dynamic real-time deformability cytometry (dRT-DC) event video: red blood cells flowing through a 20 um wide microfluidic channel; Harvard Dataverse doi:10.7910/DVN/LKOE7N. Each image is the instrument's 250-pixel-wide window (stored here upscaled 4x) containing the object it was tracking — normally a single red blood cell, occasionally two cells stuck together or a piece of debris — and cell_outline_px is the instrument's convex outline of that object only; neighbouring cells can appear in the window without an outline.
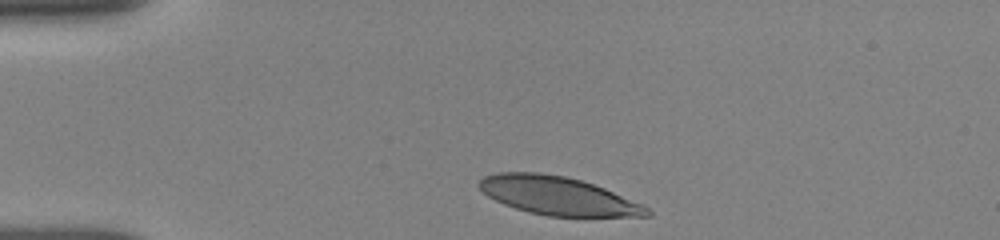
{"species": "human", "species_latin": "Homo sapiens", "temperature_condition": "room temperature", "stored_images_in_passage": 5, "camera_frame_rate_fps": 3000, "um_per_image_px": 0.085, "donor": {"sex": "female"}, "frame": {"image": 1, "passage_image": 1, "time_ms": 0.0, "image_size_px": [1000, 240], "cell_outline_px": [[652, 216], [548, 216], [528, 212], [504, 204], [488, 196], [476, 184], [484, 176], [496, 172], [540, 172], [564, 176], [580, 180], [604, 188], [644, 204], [652, 212]], "centroid_in_image_um": [47.42, 16.63], "position_along_channel_um": 37.6, "area_um2": 37.4}}
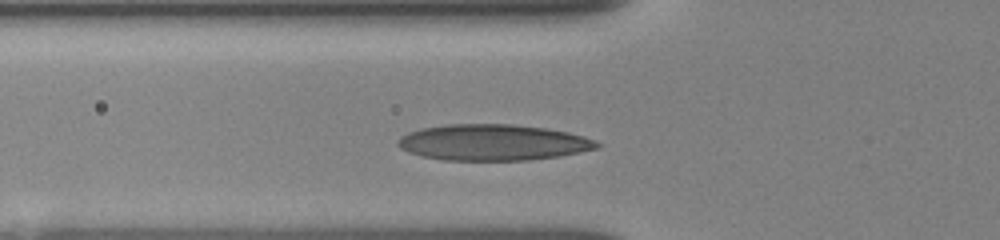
{"frame": {"image": 2, "passage_image": 5, "time_ms": 2.333, "image_size_px": [1000, 240], "cell_outline_px": [[600, 148], [560, 156], [528, 160], [444, 160], [420, 156], [408, 152], [400, 148], [396, 144], [400, 136], [408, 132], [420, 128], [448, 124], [512, 124], [548, 128], [568, 132], [584, 136], [600, 144]], "centroid_in_image_um": [41.88, 12.1], "position_along_channel_um": 83.9, "area_um2": 42.08}}